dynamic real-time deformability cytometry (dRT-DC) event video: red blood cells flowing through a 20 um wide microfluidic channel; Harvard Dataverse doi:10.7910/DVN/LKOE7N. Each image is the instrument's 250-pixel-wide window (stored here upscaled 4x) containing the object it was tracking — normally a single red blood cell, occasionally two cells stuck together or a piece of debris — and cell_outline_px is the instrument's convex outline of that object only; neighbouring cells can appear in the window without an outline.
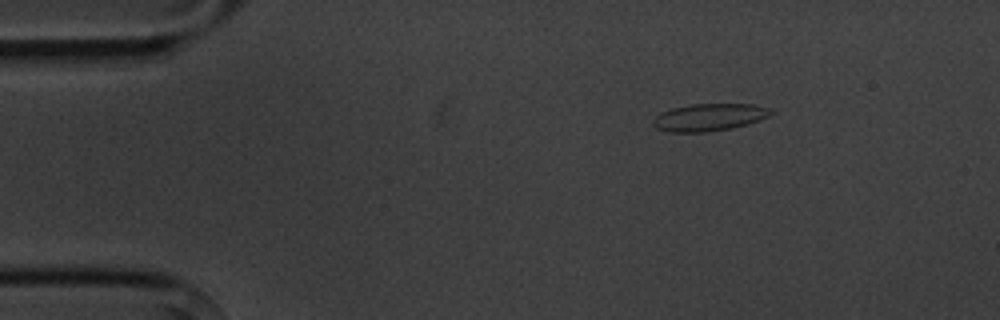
{"species": "common noctule bat (a hibernating species)", "species_latin": "Nyctalus noctula", "temperature_condition": "cold", "stored_images_in_passage": 5, "camera_frame_rate_fps": 3000, "um_per_image_px": 0.085, "animal": {"sex": "male", "body_mass_g": 20.1, "forearm_length_mm": 53.5}, "frame": {"image": 1, "passage_image": 3, "time_ms": 2.333, "image_size_px": [1000, 320], "cell_outline_px": [[772, 112], [768, 116], [732, 128], [704, 132], [668, 132], [656, 128], [652, 124], [652, 120], [660, 112], [672, 108], [692, 104], [752, 104], [772, 108]], "centroid_in_image_um": [60.22, 9.96], "position_along_channel_um": 24.8, "area_um2": 18.61}}